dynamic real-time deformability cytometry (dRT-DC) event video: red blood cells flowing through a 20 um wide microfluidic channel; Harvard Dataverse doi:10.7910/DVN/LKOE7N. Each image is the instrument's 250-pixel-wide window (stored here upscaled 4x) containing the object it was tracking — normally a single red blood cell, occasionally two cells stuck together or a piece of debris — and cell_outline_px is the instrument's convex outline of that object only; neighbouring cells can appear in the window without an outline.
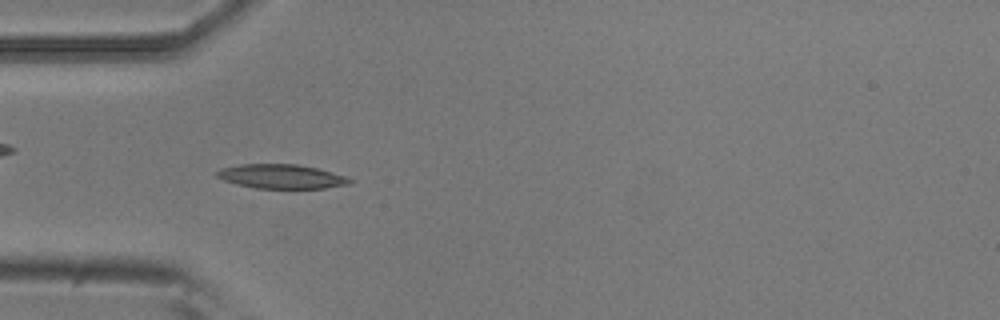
{"species": "common noctule bat (a hibernating species)", "species_latin": "Nyctalus noctula", "temperature_condition": "room temperature", "stored_images_in_passage": 54, "camera_frame_rate_fps": 3000, "um_per_image_px": 0.085, "animal": {"sex": "male", "body_mass_g": 20.5, "forearm_length_mm": 52.5}, "frame": {"image": 1, "passage_image": 16, "time_ms": 5.0, "image_size_px": [1000, 320], "cell_outline_px": [[352, 180], [348, 184], [324, 188], [256, 188], [236, 184], [224, 180], [216, 176], [216, 172], [220, 168], [240, 164], [296, 164], [316, 168], [332, 172], [344, 176]], "centroid_in_image_um": [23.86, 14.99], "position_along_channel_um": 61.1, "area_um2": 18.55}}
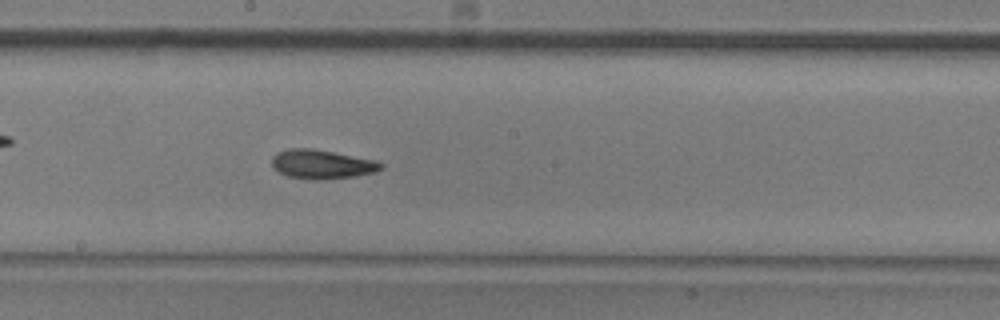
{"frame": {"image": 2, "passage_image": 29, "time_ms": 9.333, "image_size_px": [1000, 320], "cell_outline_px": [[384, 168], [376, 172], [356, 176], [324, 180], [312, 180], [288, 176], [272, 168], [272, 156], [276, 152], [288, 148], [308, 148], [332, 152], [376, 160], [384, 164]], "centroid_in_image_um": [27.36, 13.97], "position_along_channel_um": 220.8, "area_um2": 18.67}}
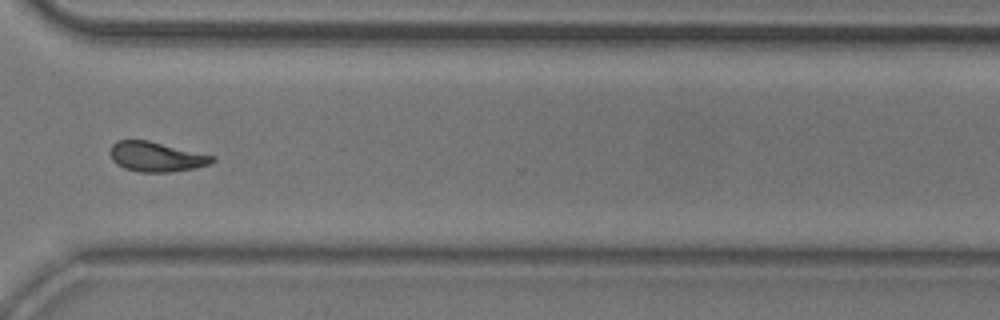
{"frame": {"image": 3, "passage_image": 40, "time_ms": 13.0, "image_size_px": [1000, 320], "cell_outline_px": [[216, 160], [208, 164], [196, 168], [168, 172], [140, 172], [124, 168], [116, 164], [112, 160], [108, 152], [112, 144], [116, 140], [148, 140], [216, 156]], "centroid_in_image_um": [13.26, 13.32], "position_along_channel_um": 357.3, "area_um2": 17.92}, "authors_computed_cell_mechanics": {"area_um2": 17.918, "velocity_mm_per_s": 3.7291, "shape_relaxation_time_tau1_ms": 5.122, "shape_relaxation_time_tau2_ms": 3.4613, "deformation_change_tau1": 0.1513, "deformation_change_tau2": 0.1031}}